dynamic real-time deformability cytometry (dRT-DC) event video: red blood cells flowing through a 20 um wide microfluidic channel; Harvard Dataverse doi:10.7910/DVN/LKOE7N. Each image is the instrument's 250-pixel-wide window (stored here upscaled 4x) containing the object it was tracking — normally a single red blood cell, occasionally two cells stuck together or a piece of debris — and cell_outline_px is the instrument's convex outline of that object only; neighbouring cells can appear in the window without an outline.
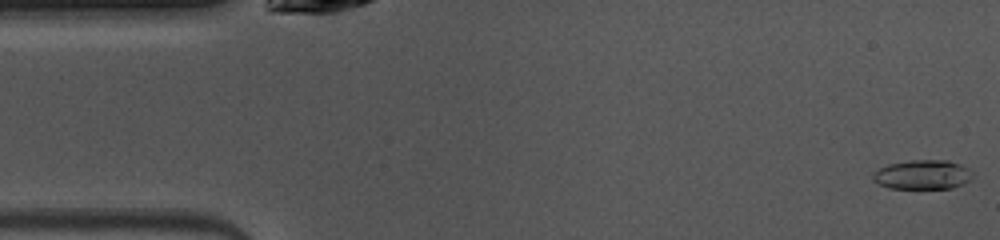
{"species": "common noctule bat (a hibernating species)", "species_latin": "Nyctalus noctula", "temperature_condition": "warm", "stored_images_in_passage": 48, "camera_frame_rate_fps": 3000, "um_per_image_px": 0.085, "animal": {"sex": "female", "body_mass_g": 10.0, "forearm_length_mm": 53.1}, "frame": {"image": 1, "passage_image": 1, "time_ms": 0.0, "image_size_px": [1000, 240], "cell_outline_px": [[972, 176], [964, 184], [952, 188], [888, 188], [872, 180], [872, 172], [888, 164], [912, 160], [948, 160], [960, 164], [968, 168], [972, 172]], "centroid_in_image_um": [78.41, 14.84], "position_along_channel_um": 6.6, "area_um2": 17.05}}
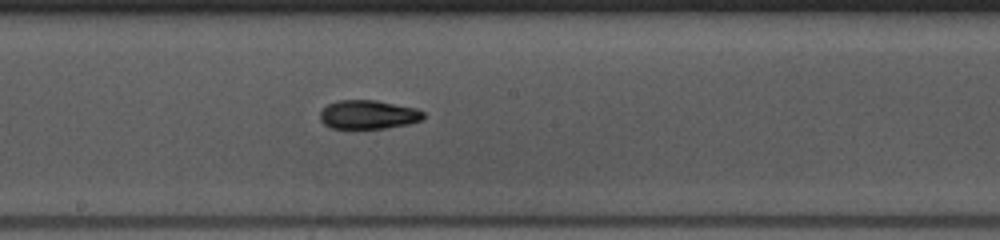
{"frame": {"image": 2, "passage_image": 24, "time_ms": 7.667, "image_size_px": [1000, 240], "cell_outline_px": [[424, 116], [420, 120], [408, 124], [384, 128], [332, 128], [324, 124], [320, 120], [320, 112], [328, 104], [336, 100], [376, 100], [416, 108], [424, 112]], "centroid_in_image_um": [31.28, 9.73], "position_along_channel_um": 216.9, "area_um2": 17.28}}
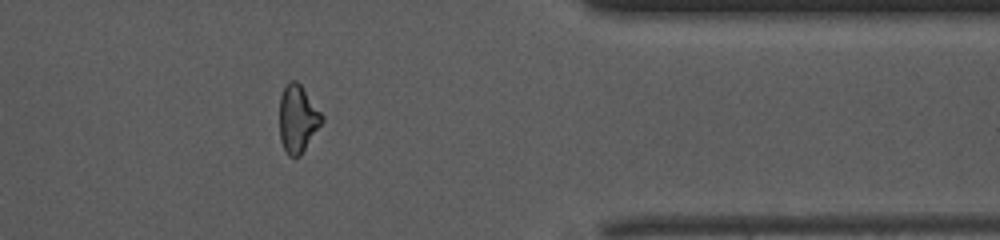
{"frame": {"image": 3, "passage_image": 38, "time_ms": 12.333, "image_size_px": [1000, 240], "cell_outline_px": [[324, 120], [300, 156], [288, 156], [280, 140], [280, 96], [284, 84], [288, 80], [296, 80], [300, 84], [324, 116]], "centroid_in_image_um": [25.3, 10.07], "position_along_channel_um": 386.1, "area_um2": 16.7}, "authors_computed_cell_mechanics": {"area_um2": 17.4267, "velocity_mm_per_s": 4.0741, "shape_relaxation_time_tau1_ms": 4.2498, "shape_relaxation_time_tau2_ms": 5.2034, "deformation_change_tau1": 0.1516, "deformation_change_tau2": 0.125}}